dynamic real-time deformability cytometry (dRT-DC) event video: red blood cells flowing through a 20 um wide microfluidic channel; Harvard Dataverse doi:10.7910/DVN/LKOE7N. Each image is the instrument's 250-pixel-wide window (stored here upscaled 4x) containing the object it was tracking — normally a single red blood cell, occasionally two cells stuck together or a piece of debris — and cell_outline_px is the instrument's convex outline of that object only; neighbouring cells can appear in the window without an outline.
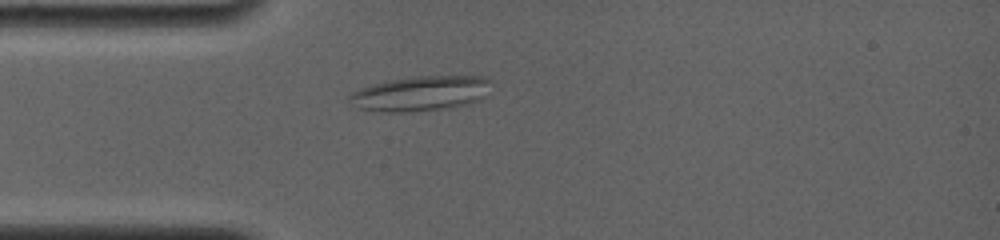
{"species": "common noctule bat (a hibernating species)", "species_latin": "Nyctalus noctula", "temperature_condition": "room temperature", "stored_images_in_passage": 4, "camera_frame_rate_fps": 4000, "um_per_image_px": 0.085, "animal": {"sex": "female", "body_mass_g": 19.0, "forearm_length_mm": 56.7}, "frame": {"image": 1, "passage_image": 4, "time_ms": 3.5, "image_size_px": [1000, 240], "cell_outline_px": [[492, 80], [484, 96], [480, 100], [468, 104], [452, 108], [408, 112], [384, 112], [356, 108], [348, 104], [348, 96], [352, 92], [360, 88], [384, 80], [416, 76], [484, 76]], "centroid_in_image_um": [35.7, 7.95], "position_along_channel_um": 49.3, "area_um2": 29.42}}